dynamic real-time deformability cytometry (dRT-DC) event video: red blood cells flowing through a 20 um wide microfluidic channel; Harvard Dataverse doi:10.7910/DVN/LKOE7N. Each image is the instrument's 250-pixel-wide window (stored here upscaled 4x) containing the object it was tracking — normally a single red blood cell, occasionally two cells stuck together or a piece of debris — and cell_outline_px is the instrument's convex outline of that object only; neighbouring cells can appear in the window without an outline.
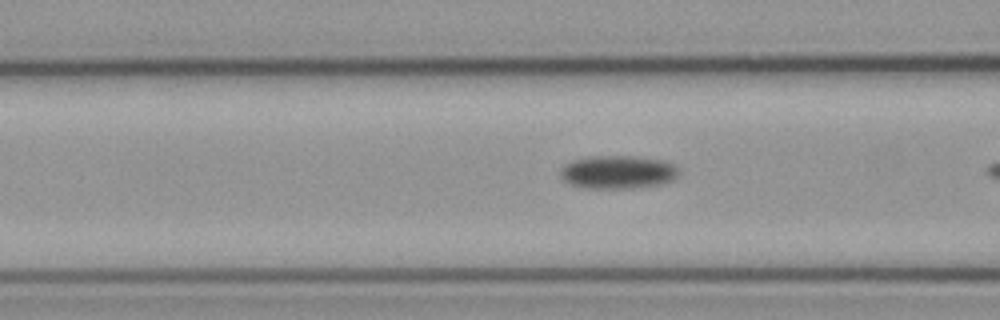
{"species": "common noctule bat (a hibernating species)", "species_latin": "Nyctalus noctula", "temperature_condition": "cold", "stored_images_in_passage": 7, "camera_frame_rate_fps": 3000, "um_per_image_px": 0.085, "animal": {"sex": "male", "body_mass_g": 23.1, "forearm_length_mm": 52.7}, "frame": {"image": 1, "passage_image": 6, "time_ms": 1.667, "image_size_px": [1000, 320], "cell_outline_px": [[680, 176], [676, 180], [660, 184], [632, 188], [584, 188], [568, 184], [560, 176], [560, 168], [572, 160], [596, 156], [628, 156], [660, 160], [672, 164], [680, 172]], "centroid_in_image_um": [52.51, 14.64], "position_along_channel_um": 114.1, "area_um2": 22.95}}